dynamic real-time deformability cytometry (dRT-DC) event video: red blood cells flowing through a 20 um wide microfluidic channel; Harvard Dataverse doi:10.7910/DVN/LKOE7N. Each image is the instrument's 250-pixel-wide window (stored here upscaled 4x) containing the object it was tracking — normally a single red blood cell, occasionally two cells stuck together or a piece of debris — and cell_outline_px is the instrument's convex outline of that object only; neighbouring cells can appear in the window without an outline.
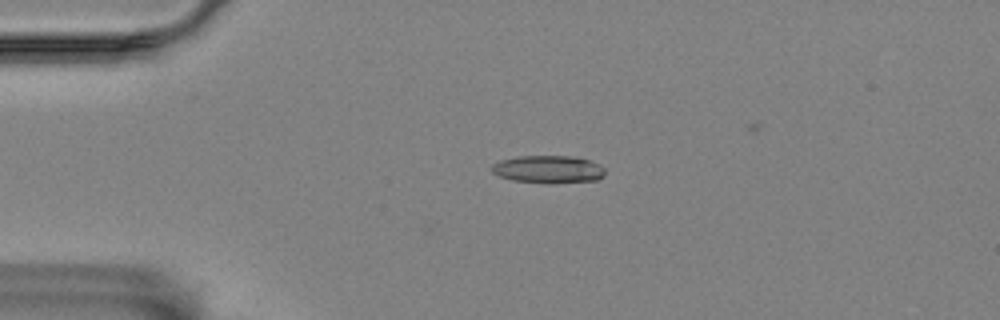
{"species": "Egyptian fruit bat (a non-hibernating species)", "species_latin": "Rousettus aegyptiacus", "temperature_condition": "room temperature", "stored_images_in_passage": 2, "camera_frame_rate_fps": 3000, "um_per_image_px": 0.085, "animal": {"sex": "female"}, "frame": {"image": 1, "passage_image": 1, "time_ms": 0.0, "image_size_px": [1000, 320], "cell_outline_px": [[604, 176], [596, 180], [552, 184], [548, 184], [512, 180], [500, 176], [492, 172], [488, 168], [492, 164], [500, 160], [516, 156], [568, 156], [588, 160], [604, 168]], "centroid_in_image_um": [46.54, 14.4], "position_along_channel_um": 38.5, "area_um2": 18.38}}